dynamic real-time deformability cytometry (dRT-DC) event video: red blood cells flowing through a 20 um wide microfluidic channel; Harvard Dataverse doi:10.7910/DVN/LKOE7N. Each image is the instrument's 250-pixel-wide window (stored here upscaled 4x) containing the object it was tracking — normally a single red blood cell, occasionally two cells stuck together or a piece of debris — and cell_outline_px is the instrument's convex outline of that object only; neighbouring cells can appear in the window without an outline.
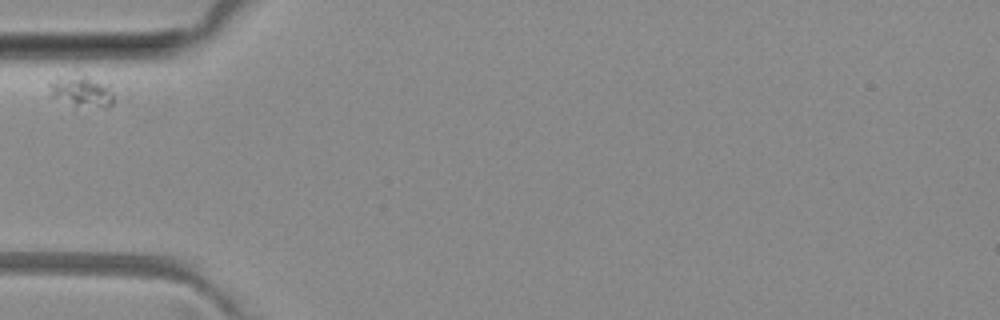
{"species": "common noctule bat (a hibernating species)", "species_latin": "Nyctalus noctula", "temperature_condition": "room temperature", "stored_images_in_passage": 5, "camera_frame_rate_fps": 3000, "um_per_image_px": 0.085, "animal": {"sex": "female", "body_mass_g": 29.2, "forearm_length_mm": 56.3}, "frame": {"image": 1, "passage_image": 1, "time_ms": 0.0, "image_size_px": [1000, 320], "cell_outline_px": [[112, 104], [108, 108], [104, 108], [76, 104], [48, 96], [48, 84], [56, 80], [84, 72], [112, 80]], "centroid_in_image_um": [7.07, 7.67], "position_along_channel_um": 77.9, "area_um2": 12.37}}
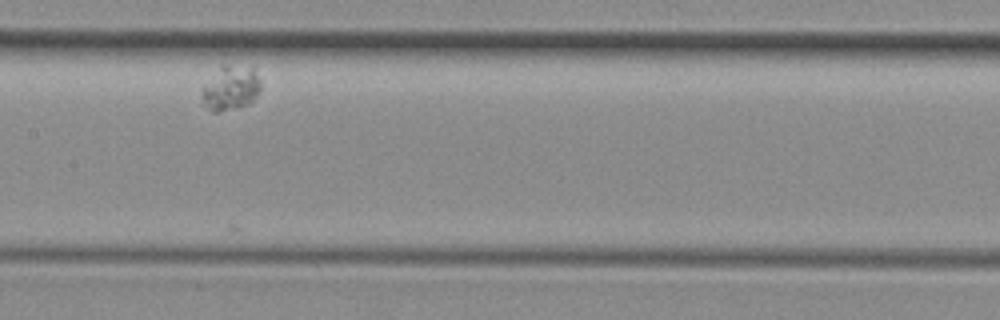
{"frame": {"image": 2, "passage_image": 4, "time_ms": 3.333, "image_size_px": [1000, 320], "cell_outline_px": [[260, 92], [252, 104], [220, 112], [212, 112], [208, 108], [204, 100], [204, 84], [220, 64], [252, 64], [260, 80]], "centroid_in_image_um": [19.68, 7.42], "position_along_channel_um": 187.7, "area_um2": 15.78}}
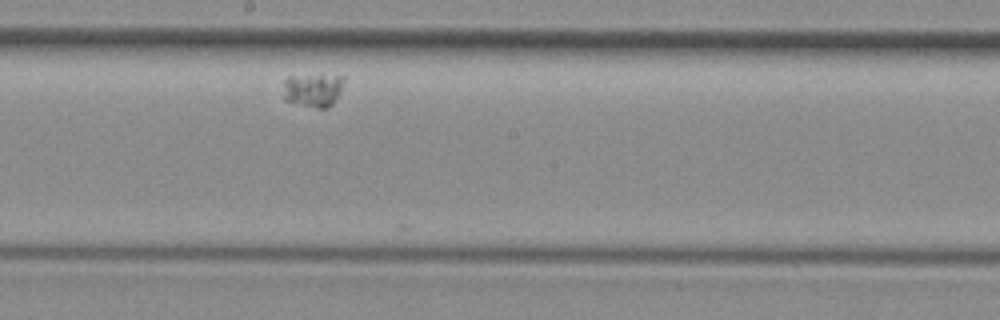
{"frame": {"image": 3, "passage_image": 5, "time_ms": 4.333, "image_size_px": [1000, 320], "cell_outline_px": [[344, 80], [340, 92], [332, 104], [324, 108], [316, 108], [284, 100], [284, 80], [288, 76], [320, 72], [324, 72], [344, 76]], "centroid_in_image_um": [26.62, 7.56], "position_along_channel_um": 221.6, "area_um2": 12.43}}